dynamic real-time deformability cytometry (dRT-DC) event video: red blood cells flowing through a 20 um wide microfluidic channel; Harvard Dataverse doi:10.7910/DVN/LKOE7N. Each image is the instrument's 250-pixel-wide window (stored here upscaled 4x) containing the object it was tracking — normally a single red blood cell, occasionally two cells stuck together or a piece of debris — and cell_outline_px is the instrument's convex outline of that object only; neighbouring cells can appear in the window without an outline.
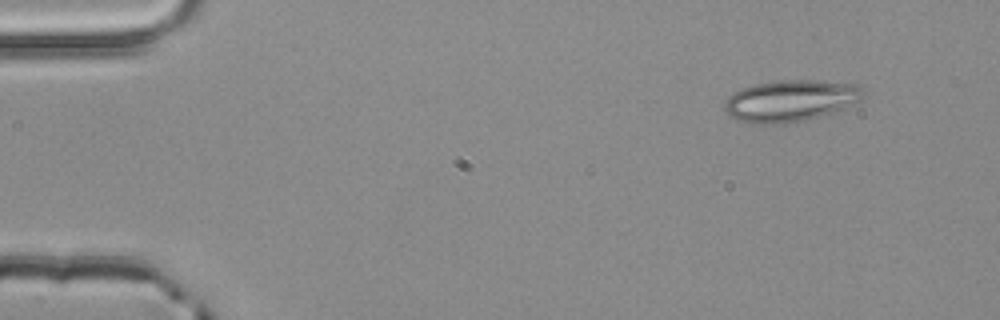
{"species": "common noctule bat (a hibernating species)", "species_latin": "Nyctalus noctula", "temperature_condition": "room temperature", "stored_images_in_passage": 3, "camera_frame_rate_fps": 3000, "um_per_image_px": 0.085, "animal": {"sex": "male", "body_mass_g": 20.4}, "frame": {"image": 1, "passage_image": 1, "time_ms": 0.0, "image_size_px": [1000, 320], "cell_outline_px": [[868, 92], [860, 100], [832, 112], [804, 120], [772, 124], [764, 124], [736, 120], [728, 116], [724, 108], [724, 100], [728, 96], [740, 88], [756, 84], [780, 80], [812, 80], [856, 84]], "centroid_in_image_um": [67.16, 8.55], "position_along_channel_um": 17.8, "area_um2": 33.41}}